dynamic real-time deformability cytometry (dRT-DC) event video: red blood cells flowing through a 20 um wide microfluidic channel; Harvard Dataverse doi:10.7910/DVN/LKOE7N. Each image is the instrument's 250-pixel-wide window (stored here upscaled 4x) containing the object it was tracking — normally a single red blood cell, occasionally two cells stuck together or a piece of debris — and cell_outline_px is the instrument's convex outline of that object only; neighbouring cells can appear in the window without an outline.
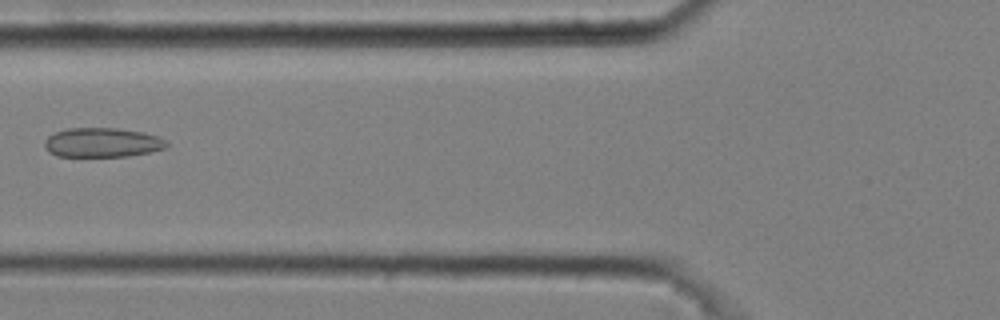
{"species": "common noctule bat (a hibernating species)", "species_latin": "Nyctalus noctula", "temperature_condition": "cold", "stored_images_in_passage": 7, "camera_frame_rate_fps": 3000, "um_per_image_px": 0.085, "animal": {"sex": "male", "body_mass_g": 20.4}, "frame": {"image": 1, "passage_image": 6, "time_ms": 1.667, "image_size_px": [1000, 320], "cell_outline_px": [[168, 144], [164, 148], [148, 152], [128, 156], [56, 156], [48, 152], [44, 144], [44, 140], [48, 136], [56, 132], [68, 128], [116, 128], [144, 132], [168, 140]], "centroid_in_image_um": [8.68, 12.11], "position_along_channel_um": 117.1, "area_um2": 20.87}}
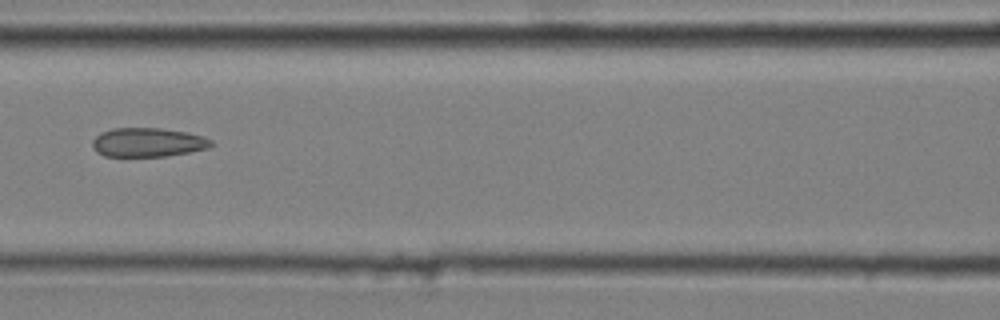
{"frame": {"image": 2, "passage_image": 7, "time_ms": 2.0, "image_size_px": [1000, 320], "cell_outline_px": [[216, 144], [208, 148], [188, 152], [164, 156], [104, 156], [96, 152], [92, 144], [92, 140], [100, 132], [112, 128], [160, 128], [188, 132], [204, 136], [212, 140]], "centroid_in_image_um": [12.58, 12.09], "position_along_channel_um": 154.0, "area_um2": 20.23}}